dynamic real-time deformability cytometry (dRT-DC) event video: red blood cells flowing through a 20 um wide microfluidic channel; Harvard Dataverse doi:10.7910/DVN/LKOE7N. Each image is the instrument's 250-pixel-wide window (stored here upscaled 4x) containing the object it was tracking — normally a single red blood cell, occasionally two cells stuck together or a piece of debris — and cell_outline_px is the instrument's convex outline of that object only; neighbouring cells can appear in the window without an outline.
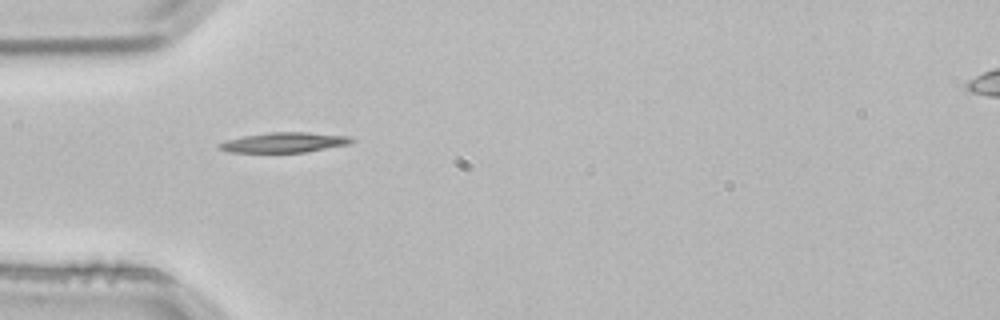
{"species": "common noctule bat (a hibernating species)", "species_latin": "Nyctalus noctula", "temperature_condition": "room temperature", "stored_images_in_passage": 1, "camera_frame_rate_fps": 3000, "um_per_image_px": 0.085, "animal": {"sex": "male", "body_mass_g": 21.5, "forearm_length_mm": 52.0}, "frame": {"image": 1, "passage_image": 1, "time_ms": 0.0, "image_size_px": [1000, 320], "cell_outline_px": [[356, 140], [348, 144], [304, 152], [228, 152], [216, 148], [216, 144], [228, 140], [244, 136], [272, 132], [308, 132], [348, 136]], "centroid_in_image_um": [24.12, 12.1], "position_along_channel_um": 60.9, "area_um2": 15.32}}